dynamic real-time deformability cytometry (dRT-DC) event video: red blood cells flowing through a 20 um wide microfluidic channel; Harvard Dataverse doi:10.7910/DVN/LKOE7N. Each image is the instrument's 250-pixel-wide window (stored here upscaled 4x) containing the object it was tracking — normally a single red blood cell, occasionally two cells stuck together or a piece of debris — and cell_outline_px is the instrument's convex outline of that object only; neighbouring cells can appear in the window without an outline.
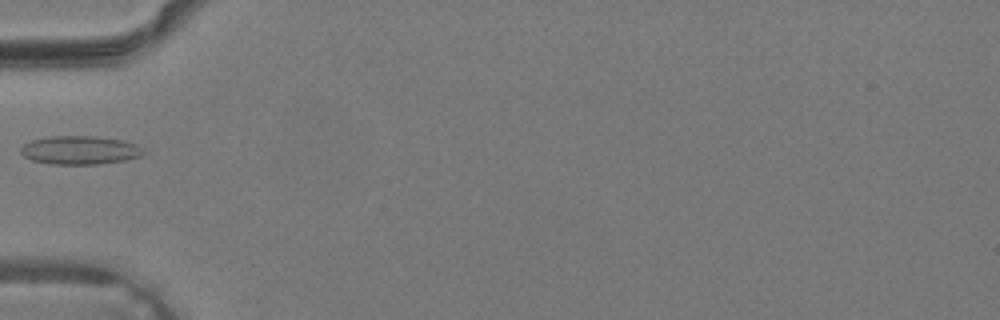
{"species": "common noctule bat (a hibernating species)", "species_latin": "Nyctalus noctula", "temperature_condition": "warm", "stored_images_in_passage": 9, "camera_frame_rate_fps": 3000, "um_per_image_px": 0.085, "animal": {"sex": "male", "body_mass_g": 19.2, "forearm_length_mm": 51.8}, "frame": {"image": 1, "passage_image": 1, "time_ms": 0.0, "image_size_px": [1000, 320], "cell_outline_px": [[148, 152], [140, 156], [124, 160], [100, 164], [52, 164], [32, 160], [24, 156], [20, 152], [20, 148], [24, 144], [32, 140], [52, 136], [92, 136], [120, 140], [136, 144]], "centroid_in_image_um": [6.8, 12.77], "position_along_channel_um": 78.2, "area_um2": 20.29}}
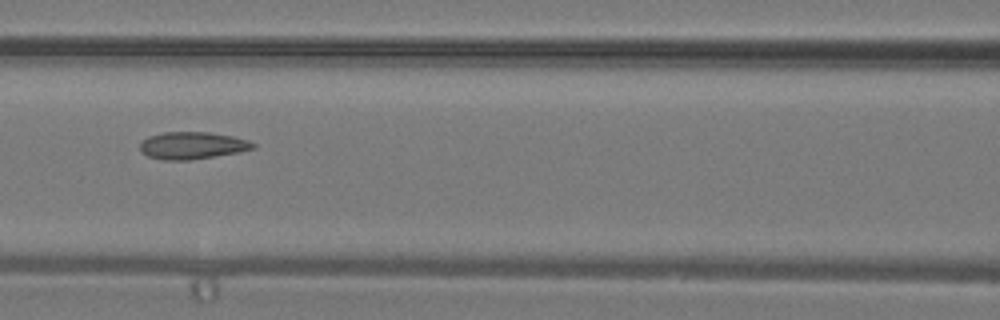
{"frame": {"image": 2, "passage_image": 5, "time_ms": 1.333, "image_size_px": [1000, 320], "cell_outline_px": [[256, 148], [236, 152], [188, 160], [164, 160], [148, 156], [140, 152], [140, 140], [148, 136], [164, 132], [208, 132], [232, 136], [248, 140], [256, 144]], "centroid_in_image_um": [16.29, 12.36], "position_along_channel_um": 150.3, "area_um2": 17.86}}
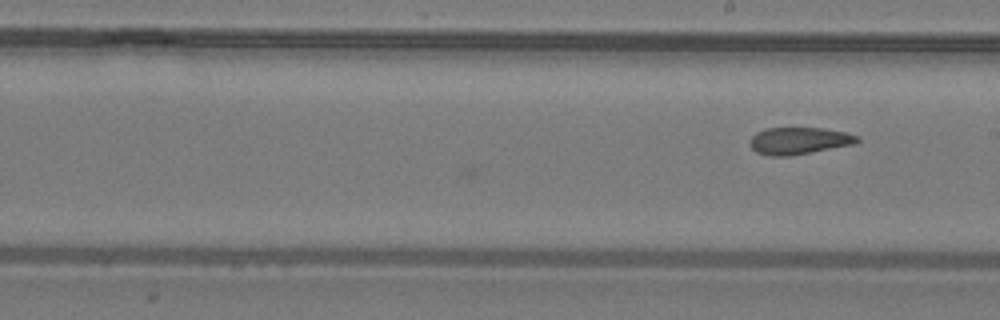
{"frame": {"image": 3, "passage_image": 9, "time_ms": 2.667, "image_size_px": [1000, 320], "cell_outline_px": [[860, 140], [856, 144], [792, 156], [768, 156], [756, 152], [752, 148], [748, 140], [756, 132], [764, 128], [824, 128], [848, 132], [860, 136]], "centroid_in_image_um": [67.94, 11.97], "position_along_channel_um": 221.1, "area_um2": 17.34}}